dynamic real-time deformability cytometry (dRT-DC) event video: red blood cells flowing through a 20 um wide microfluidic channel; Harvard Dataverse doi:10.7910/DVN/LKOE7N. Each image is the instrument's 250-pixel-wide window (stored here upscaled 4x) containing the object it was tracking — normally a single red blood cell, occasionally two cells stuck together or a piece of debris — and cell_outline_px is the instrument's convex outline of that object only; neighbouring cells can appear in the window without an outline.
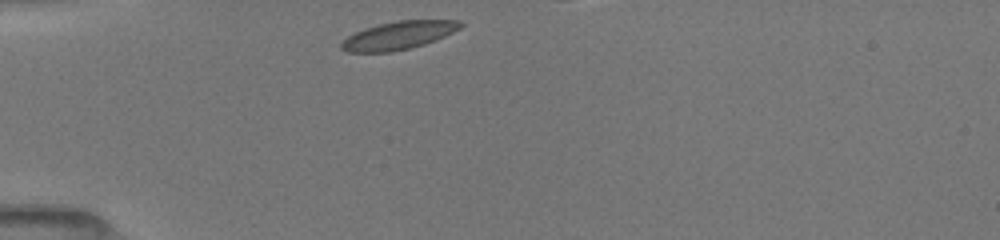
{"species": "common noctule bat (a hibernating species)", "species_latin": "Nyctalus noctula", "temperature_condition": "room temperature", "stored_images_in_passage": 30, "camera_frame_rate_fps": 3000, "um_per_image_px": 0.085, "animal": {"sex": "female", "body_mass_g": 19.5, "forearm_length_mm": 54.1}, "frame": {"image": 1, "passage_image": 1, "time_ms": 0.0, "image_size_px": [1000, 240], "cell_outline_px": [[464, 24], [460, 28], [444, 36], [424, 44], [392, 52], [348, 52], [340, 48], [340, 44], [348, 36], [364, 28], [380, 24], [400, 20], [460, 20]], "centroid_in_image_um": [33.87, 3.01], "position_along_channel_um": 51.1, "area_um2": 19.25}}
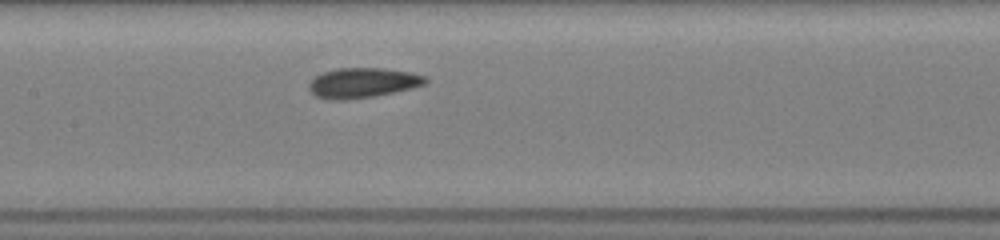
{"frame": {"image": 2, "passage_image": 13, "time_ms": 3.667, "image_size_px": [1000, 240], "cell_outline_px": [[428, 84], [412, 88], [376, 96], [348, 100], [324, 100], [316, 96], [308, 88], [308, 84], [316, 76], [324, 72], [336, 68], [384, 68], [412, 72], [424, 76], [428, 80]], "centroid_in_image_um": [30.84, 7.05], "position_along_channel_um": 176.6, "area_um2": 20.63}}
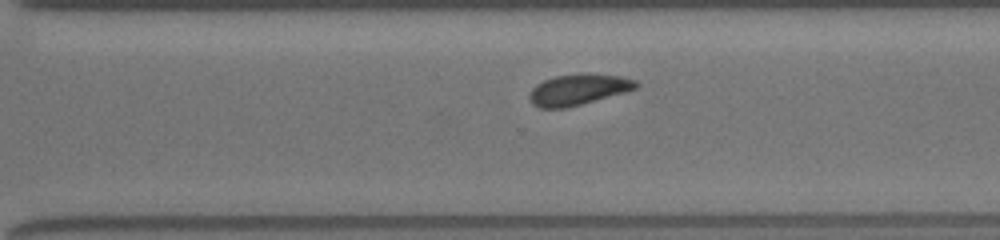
{"frame": {"image": 3, "passage_image": 26, "time_ms": 7.333, "image_size_px": [1000, 240], "cell_outline_px": [[640, 84], [636, 88], [624, 92], [568, 108], [540, 108], [532, 104], [528, 100], [528, 96], [532, 88], [536, 84], [544, 80], [556, 76], [620, 76], [636, 80]], "centroid_in_image_um": [49.09, 7.67], "position_along_channel_um": 321.5, "area_um2": 18.5}}